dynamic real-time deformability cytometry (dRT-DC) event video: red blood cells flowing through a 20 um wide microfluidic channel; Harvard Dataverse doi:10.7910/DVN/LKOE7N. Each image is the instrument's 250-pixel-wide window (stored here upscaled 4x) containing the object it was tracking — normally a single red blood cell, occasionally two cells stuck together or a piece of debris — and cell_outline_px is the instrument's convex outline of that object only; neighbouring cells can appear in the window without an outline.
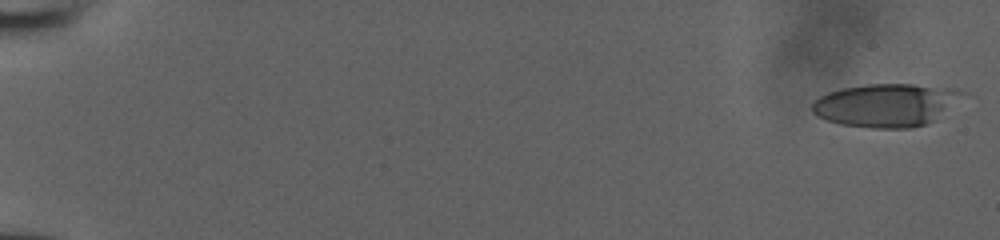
{"species": "human", "species_latin": "Homo sapiens", "temperature_condition": "room temperature", "stored_images_in_passage": 50, "camera_frame_rate_fps": 3000, "um_per_image_px": 0.085, "donor": {"sex": "male"}, "frame": {"image": 1, "passage_image": 1, "time_ms": 0.0, "image_size_px": [1000, 240], "cell_outline_px": [[968, 92], [936, 120], [912, 128], [872, 128], [840, 124], [816, 116], [812, 112], [812, 104], [820, 96], [828, 92], [840, 88], [868, 84], [912, 84], [952, 88]], "centroid_in_image_um": [75.32, 8.93], "position_along_channel_um": 9.7, "area_um2": 37.86}}
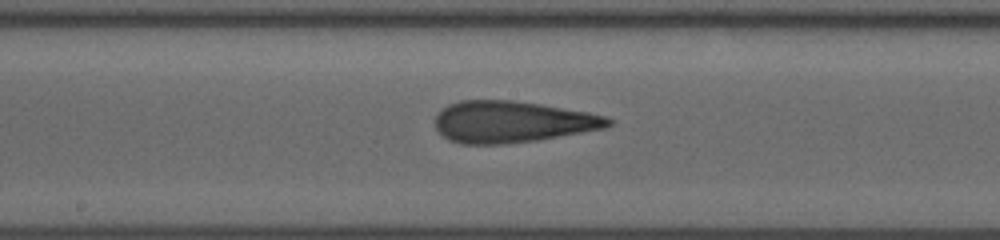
{"frame": {"image": 2, "passage_image": 28, "time_ms": 9.0, "image_size_px": [1000, 240], "cell_outline_px": [[612, 124], [604, 128], [536, 140], [504, 144], [460, 144], [448, 140], [436, 128], [432, 120], [436, 112], [448, 104], [460, 100], [512, 100], [540, 104], [588, 112], [608, 116], [612, 120]], "centroid_in_image_um": [43.46, 10.35], "position_along_channel_um": 204.7, "area_um2": 42.14}}
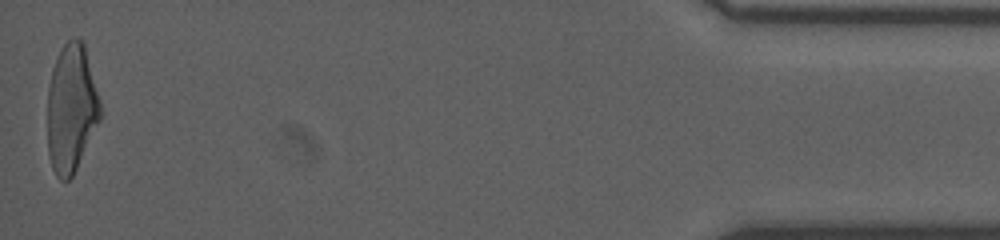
{"frame": {"image": 3, "passage_image": 50, "time_ms": 16.333, "image_size_px": [1000, 240], "cell_outline_px": [[100, 120], [72, 176], [68, 180], [60, 180], [56, 176], [52, 168], [48, 152], [48, 88], [52, 68], [64, 44], [72, 36], [80, 40], [84, 44], [100, 100]], "centroid_in_image_um": [6.05, 9.22], "position_along_channel_um": 429.1, "area_um2": 39.07}}